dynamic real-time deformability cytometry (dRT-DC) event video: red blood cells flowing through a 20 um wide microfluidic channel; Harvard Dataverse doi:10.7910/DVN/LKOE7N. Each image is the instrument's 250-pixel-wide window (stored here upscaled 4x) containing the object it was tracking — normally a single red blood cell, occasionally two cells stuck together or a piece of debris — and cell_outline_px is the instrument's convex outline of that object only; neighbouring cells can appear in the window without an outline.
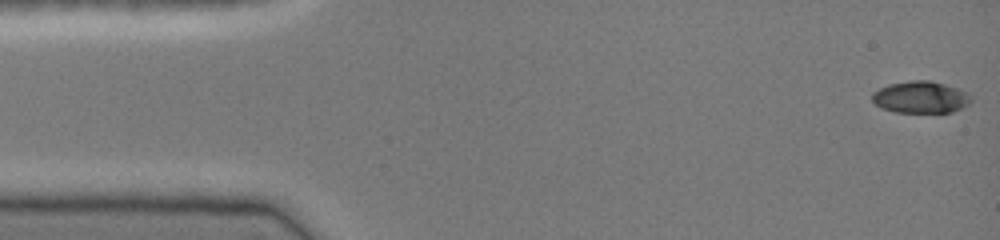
{"species": "common noctule bat (a hibernating species)", "species_latin": "Nyctalus noctula", "temperature_condition": "cold", "stored_images_in_passage": 46, "camera_frame_rate_fps": 3000, "um_per_image_px": 0.085, "animal": {"sex": "female", "body_mass_g": 19.0, "forearm_length_mm": 51.5}, "frame": {"image": 1, "passage_image": 1, "time_ms": 0.0, "image_size_px": [1000, 240], "cell_outline_px": [[972, 100], [968, 104], [952, 112], [896, 112], [880, 108], [872, 100], [872, 92], [888, 84], [912, 80], [928, 80], [944, 84], [956, 88], [972, 96]], "centroid_in_image_um": [78.22, 8.26], "position_along_channel_um": 6.8, "area_um2": 18.26}}
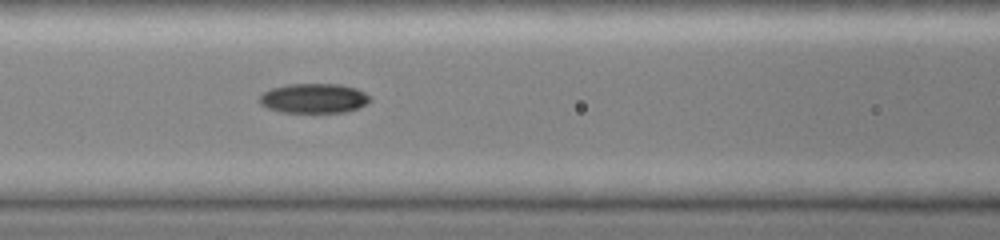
{"frame": {"image": 2, "passage_image": 19, "time_ms": 6.0, "image_size_px": [1000, 240], "cell_outline_px": [[372, 100], [356, 108], [344, 112], [280, 112], [268, 108], [260, 104], [260, 96], [264, 92], [272, 88], [288, 84], [340, 84], [356, 88], [372, 96]], "centroid_in_image_um": [26.69, 8.35], "position_along_channel_um": 139.9, "area_um2": 19.02}}
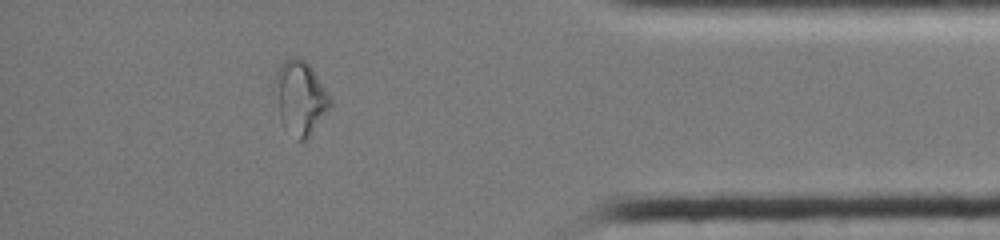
{"frame": {"image": 3, "passage_image": 40, "time_ms": 13.0, "image_size_px": [1000, 240], "cell_outline_px": [[332, 104], [308, 140], [296, 140], [284, 128], [280, 120], [272, 88], [276, 72], [280, 64], [288, 56], [296, 56], [304, 60], [312, 68], [328, 92], [332, 100]], "centroid_in_image_um": [25.48, 8.31], "position_along_channel_um": 409.7, "area_um2": 24.45}, "authors_computed_cell_mechanics": {"area_um2": 19.1896, "velocity_mm_per_s": 4.1754, "shape_relaxation_time_tau1_ms": 7.1625, "shape_relaxation_time_tau2_ms": null, "deformation_change_tau1": 0.1707, "deformation_change_tau2": null}}